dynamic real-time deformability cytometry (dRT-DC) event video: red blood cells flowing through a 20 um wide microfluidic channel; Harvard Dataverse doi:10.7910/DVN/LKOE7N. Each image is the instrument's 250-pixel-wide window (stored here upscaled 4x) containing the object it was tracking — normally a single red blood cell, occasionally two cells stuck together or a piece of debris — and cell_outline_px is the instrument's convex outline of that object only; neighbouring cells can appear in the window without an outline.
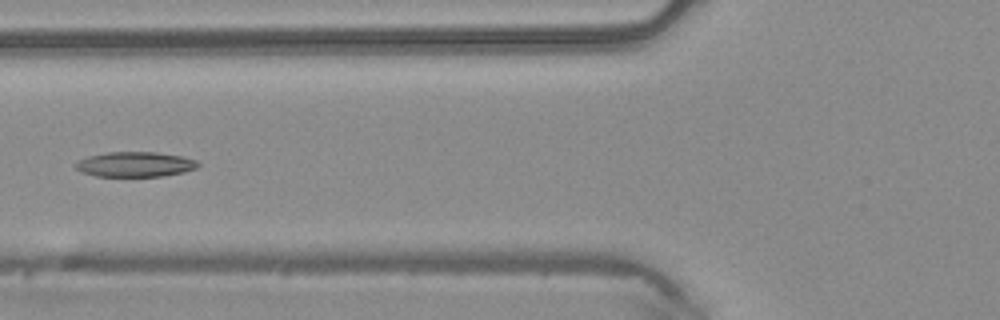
{"species": "common noctule bat (a hibernating species)", "species_latin": "Nyctalus noctula", "temperature_condition": "warm", "stored_images_in_passage": 5, "camera_frame_rate_fps": 3000, "um_per_image_px": 0.085, "animal": {"sex": "male", "body_mass_g": 20.4}, "frame": {"image": 1, "passage_image": 4, "time_ms": 1.0, "image_size_px": [1000, 320], "cell_outline_px": [[200, 164], [196, 168], [184, 172], [164, 176], [96, 176], [80, 172], [76, 168], [76, 160], [88, 156], [108, 152], [156, 152], [180, 156], [196, 160]], "centroid_in_image_um": [11.46, 13.97], "position_along_channel_um": 114.3, "area_um2": 17.86}}
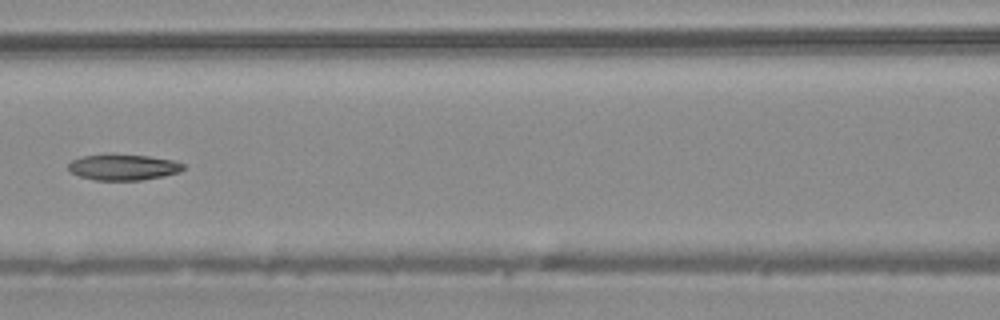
{"frame": {"image": 2, "passage_image": 5, "time_ms": 1.333, "image_size_px": [1000, 320], "cell_outline_px": [[184, 168], [180, 172], [164, 176], [140, 180], [96, 180], [80, 176], [68, 172], [68, 164], [72, 160], [84, 156], [148, 156], [176, 160], [184, 164]], "centroid_in_image_um": [10.51, 14.24], "position_along_channel_um": 156.1, "area_um2": 16.94}}